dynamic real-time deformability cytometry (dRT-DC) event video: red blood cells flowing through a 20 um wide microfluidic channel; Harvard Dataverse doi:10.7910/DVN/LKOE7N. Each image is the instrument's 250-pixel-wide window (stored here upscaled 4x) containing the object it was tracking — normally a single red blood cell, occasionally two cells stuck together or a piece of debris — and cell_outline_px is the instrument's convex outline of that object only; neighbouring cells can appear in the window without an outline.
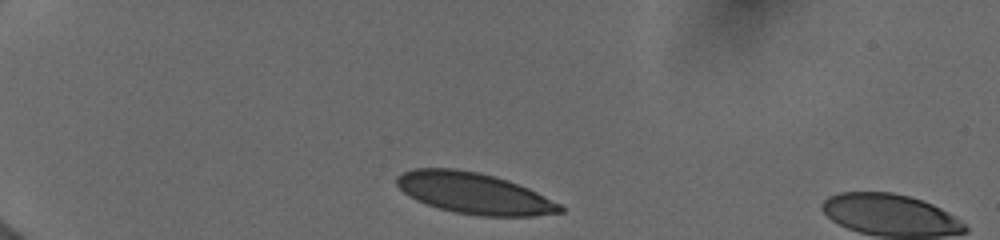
{"species": "human", "species_latin": "Homo sapiens", "temperature_condition": "cold", "stored_images_in_passage": 29, "camera_frame_rate_fps": 3000, "um_per_image_px": 0.085, "donor": {"sex": "female"}, "frame": {"image": 1, "passage_image": 1, "time_ms": 0.0, "image_size_px": [1000, 240], "cell_outline_px": [[564, 212], [532, 216], [476, 216], [456, 212], [440, 208], [416, 200], [404, 192], [396, 184], [396, 176], [404, 172], [416, 168], [456, 168], [480, 172], [508, 180], [528, 188], [560, 204], [564, 208]], "centroid_in_image_um": [40.3, 16.42], "position_along_channel_um": 44.7, "area_um2": 39.02}}
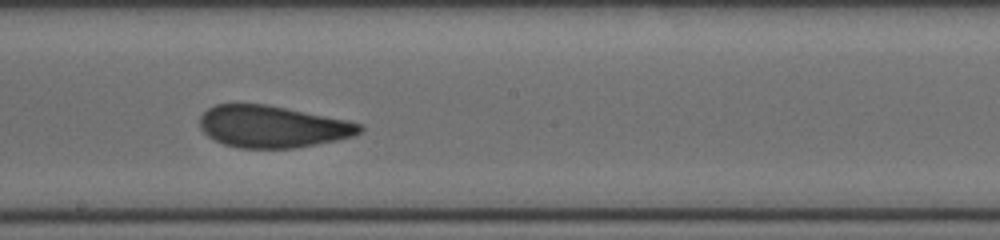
{"frame": {"image": 2, "passage_image": 17, "time_ms": 6.0, "image_size_px": [1000, 240], "cell_outline_px": [[364, 128], [360, 132], [352, 136], [336, 140], [296, 148], [240, 148], [224, 144], [212, 140], [200, 128], [200, 116], [208, 108], [216, 104], [264, 104], [348, 120], [360, 124]], "centroid_in_image_um": [23.13, 10.77], "position_along_channel_um": 225.1, "area_um2": 38.9}}
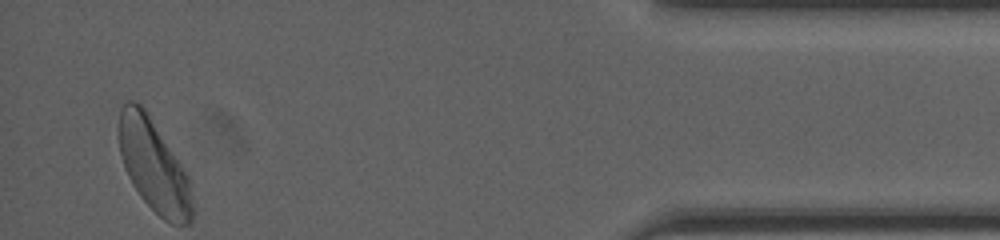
{"frame": {"image": 3, "passage_image": 29, "time_ms": 12.333, "image_size_px": [1000, 240], "cell_outline_px": [[196, 212], [192, 224], [172, 224], [164, 220], [140, 196], [132, 184], [124, 168], [120, 152], [120, 108], [128, 100], [132, 100], [140, 104], [144, 108], [184, 168], [188, 176]], "centroid_in_image_um": [13.12, 14.16], "position_along_channel_um": 422.1, "area_um2": 39.42}, "authors_computed_cell_mechanics": {"area_um2": 39.8242, "velocity_mm_per_s": 3.9516, "shape_relaxation_time_tau1_ms": 3.4433, "shape_relaxation_time_tau2_ms": 1.0949, "deformation_change_tau1": 0.1314, "deformation_change_tau2": 0.0663}}